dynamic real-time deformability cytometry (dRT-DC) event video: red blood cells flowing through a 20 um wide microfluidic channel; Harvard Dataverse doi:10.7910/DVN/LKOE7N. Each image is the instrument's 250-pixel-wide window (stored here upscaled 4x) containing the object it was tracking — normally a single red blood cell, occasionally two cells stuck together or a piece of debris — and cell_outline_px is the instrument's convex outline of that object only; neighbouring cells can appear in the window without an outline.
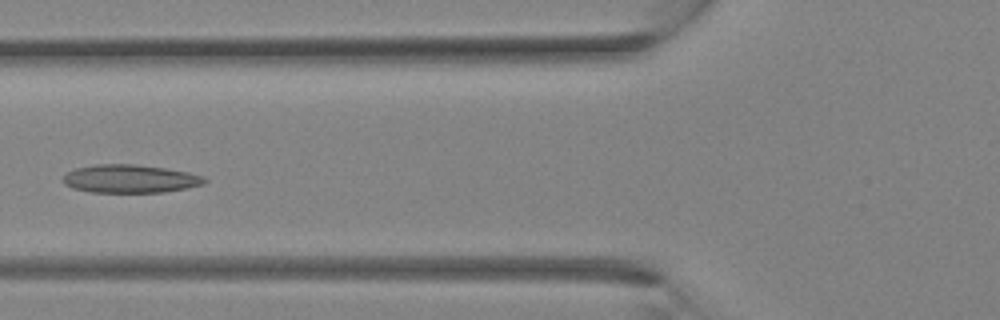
{"species": "Egyptian fruit bat (a non-hibernating species)", "species_latin": "Rousettus aegyptiacus", "temperature_condition": "room temperature", "stored_images_in_passage": 35, "camera_frame_rate_fps": 3000, "um_per_image_px": 0.085, "animal": {"sex": "female"}, "frame": {"image": 1, "passage_image": 14, "time_ms": 4.333, "image_size_px": [1000, 320], "cell_outline_px": [[208, 180], [204, 184], [164, 192], [92, 192], [72, 188], [64, 184], [60, 180], [68, 172], [76, 168], [96, 164], [136, 164], [164, 168], [188, 172], [204, 176]], "centroid_in_image_um": [11.04, 15.19], "position_along_channel_um": 114.8, "area_um2": 23.24}}
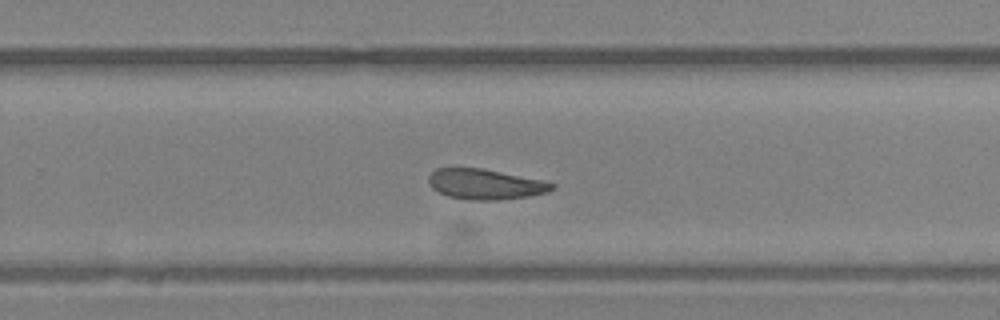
{"frame": {"image": 2, "passage_image": 23, "time_ms": 7.333, "image_size_px": [1000, 320], "cell_outline_px": [[556, 188], [548, 192], [528, 196], [496, 200], [468, 200], [448, 196], [432, 188], [428, 184], [428, 176], [436, 168], [484, 168], [540, 180], [556, 184]], "centroid_in_image_um": [41.23, 15.65], "position_along_channel_um": 288.6, "area_um2": 21.79}}
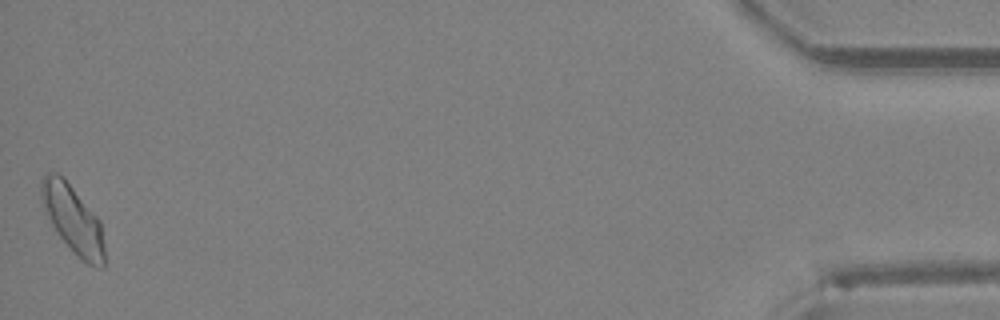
{"frame": {"image": 3, "passage_image": 35, "time_ms": 11.333, "image_size_px": [1000, 320], "cell_outline_px": [[104, 268], [100, 268], [88, 264], [80, 260], [56, 232], [44, 212], [40, 196], [40, 180], [44, 172], [56, 172], [64, 176], [100, 220], [104, 244]], "centroid_in_image_um": [6.16, 18.6], "position_along_channel_um": 429.0, "area_um2": 25.49}}